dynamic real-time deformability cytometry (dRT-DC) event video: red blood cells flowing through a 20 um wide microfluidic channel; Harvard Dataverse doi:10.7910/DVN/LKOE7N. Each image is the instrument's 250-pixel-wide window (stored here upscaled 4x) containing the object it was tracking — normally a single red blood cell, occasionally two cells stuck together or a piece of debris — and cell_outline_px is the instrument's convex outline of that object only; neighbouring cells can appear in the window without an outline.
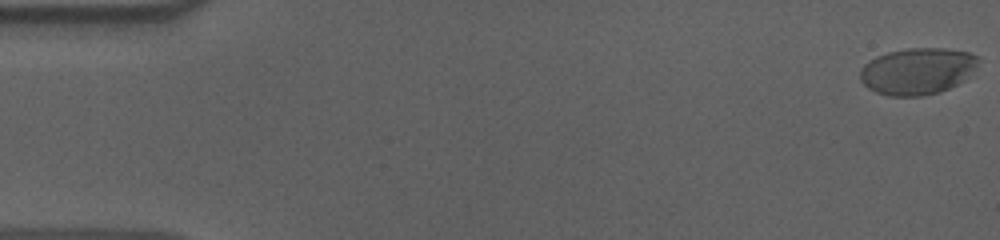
{"species": "human", "species_latin": "Homo sapiens", "temperature_condition": "cold", "stored_images_in_passage": 57, "camera_frame_rate_fps": 3000, "um_per_image_px": 0.085, "donor": {"sex": "male"}, "frame": {"image": 1, "passage_image": 1, "time_ms": 0.0, "image_size_px": [1000, 240], "cell_outline_px": [[980, 56], [976, 64], [964, 80], [940, 92], [920, 96], [888, 96], [876, 92], [868, 88], [860, 80], [860, 68], [864, 64], [876, 56], [888, 52], [908, 48], [944, 48], [968, 52]], "centroid_in_image_um": [77.94, 6.04], "position_along_channel_um": 7.1, "area_um2": 32.02}}
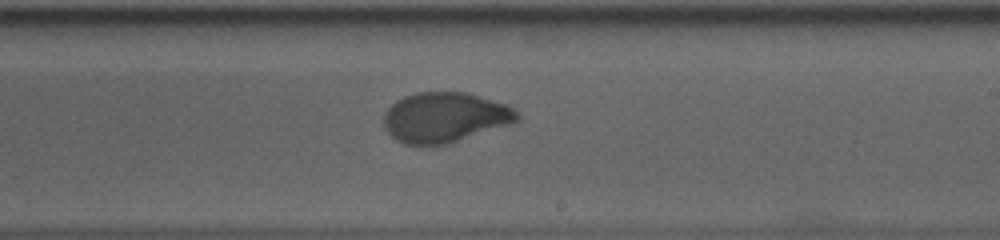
{"frame": {"image": 2, "passage_image": 34, "time_ms": 11.0, "image_size_px": [1000, 240], "cell_outline_px": [[520, 120], [448, 144], [404, 144], [396, 140], [384, 128], [384, 112], [396, 100], [404, 96], [416, 92], [468, 92], [504, 104], [512, 108], [520, 116]], "centroid_in_image_um": [37.77, 9.96], "position_along_channel_um": 251.2, "area_um2": 38.61}}
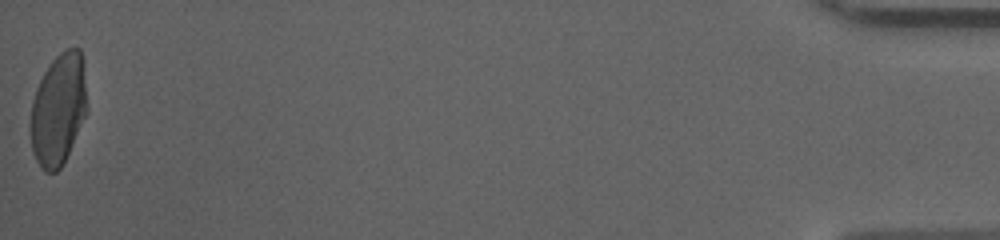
{"frame": {"image": 3, "passage_image": 57, "time_ms": 18.667, "image_size_px": [1000, 240], "cell_outline_px": [[88, 112], [60, 168], [56, 172], [44, 172], [36, 160], [32, 148], [28, 124], [32, 100], [36, 88], [44, 72], [52, 60], [60, 52], [68, 48], [80, 48], [84, 60], [88, 108]], "centroid_in_image_um": [4.96, 9.27], "position_along_channel_um": 430.2, "area_um2": 37.45}, "authors_computed_cell_mechanics": {"area_um2": 37.4544, "velocity_mm_per_s": 3.6219, "shape_relaxation_time_tau1_ms": 6.5295, "shape_relaxation_time_tau2_ms": null, "deformation_change_tau1": 0.2182, "deformation_change_tau2": null}}